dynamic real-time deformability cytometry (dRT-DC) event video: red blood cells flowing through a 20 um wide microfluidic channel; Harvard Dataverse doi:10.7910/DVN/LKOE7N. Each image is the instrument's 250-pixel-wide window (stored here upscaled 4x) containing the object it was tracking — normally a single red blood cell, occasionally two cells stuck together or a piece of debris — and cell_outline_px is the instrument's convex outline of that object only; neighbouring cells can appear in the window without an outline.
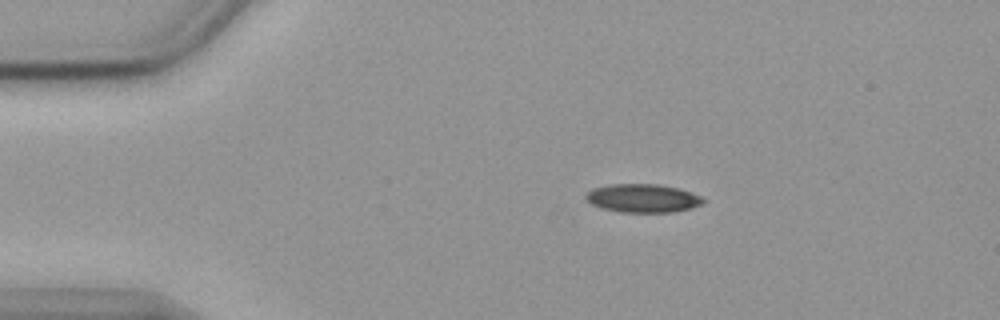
{"species": "common noctule bat (a hibernating species)", "species_latin": "Nyctalus noctula", "temperature_condition": "cold", "stored_images_in_passage": 47, "camera_frame_rate_fps": 3000, "um_per_image_px": 0.085, "animal": {"sex": "female", "body_mass_g": 19.9}, "frame": {"image": 1, "passage_image": 1, "time_ms": 0.0, "image_size_px": [1000, 320], "cell_outline_px": [[704, 200], [700, 204], [688, 208], [672, 212], [620, 212], [600, 208], [592, 204], [584, 196], [592, 188], [612, 184], [656, 184], [680, 188], [700, 196]], "centroid_in_image_um": [54.59, 16.84], "position_along_channel_um": 30.4, "area_um2": 19.25}}
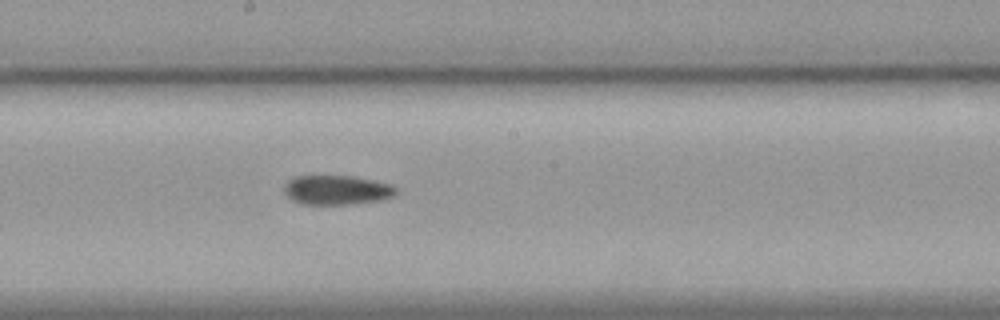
{"frame": {"image": 2, "passage_image": 21, "time_ms": 6.667, "image_size_px": [1000, 320], "cell_outline_px": [[396, 192], [392, 196], [384, 200], [352, 204], [300, 204], [292, 200], [284, 192], [284, 184], [288, 180], [296, 176], [352, 176], [392, 184], [396, 188]], "centroid_in_image_um": [28.62, 16.15], "position_along_channel_um": 219.6, "area_um2": 19.25}}
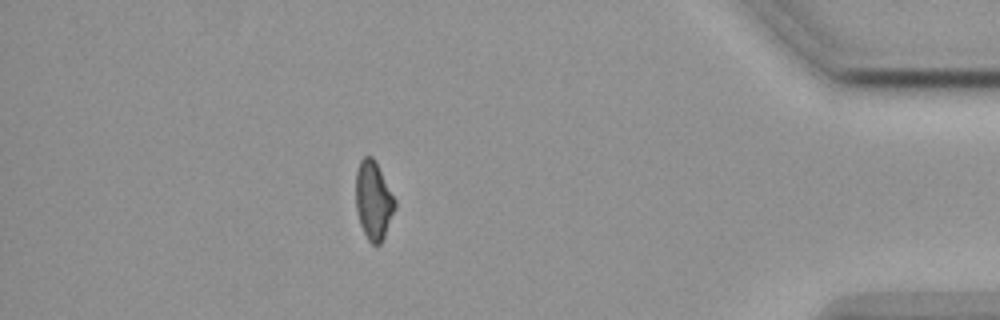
{"frame": {"image": 3, "passage_image": 40, "time_ms": 13.0, "image_size_px": [1000, 320], "cell_outline_px": [[396, 208], [384, 236], [380, 244], [372, 244], [368, 240], [360, 224], [356, 208], [356, 172], [360, 160], [364, 156], [372, 156], [376, 160], [396, 200]], "centroid_in_image_um": [31.75, 17.0], "position_along_channel_um": 403.4, "area_um2": 17.98}}